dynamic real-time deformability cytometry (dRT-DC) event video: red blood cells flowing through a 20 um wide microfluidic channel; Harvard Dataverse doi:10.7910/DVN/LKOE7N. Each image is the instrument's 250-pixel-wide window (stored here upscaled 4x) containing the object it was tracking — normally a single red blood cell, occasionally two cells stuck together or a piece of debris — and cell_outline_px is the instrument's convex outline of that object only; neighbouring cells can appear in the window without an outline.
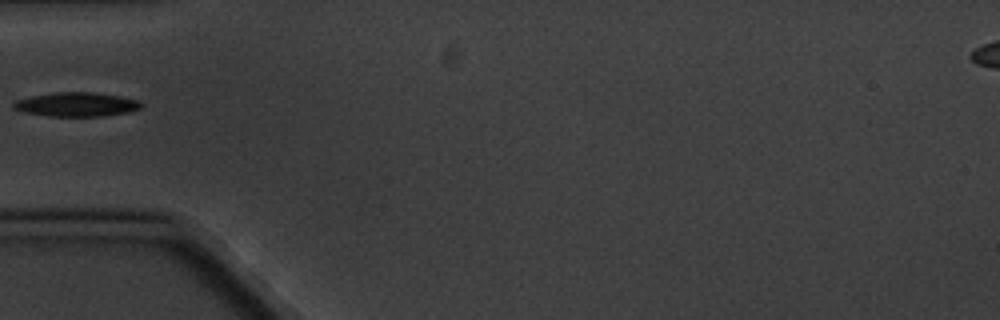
{"species": "common noctule bat (a hibernating species)", "species_latin": "Nyctalus noctula", "temperature_condition": "cold", "stored_images_in_passage": 4, "camera_frame_rate_fps": 3000, "um_per_image_px": 0.085, "animal": {"sex": "male", "body_mass_g": 20.1, "forearm_length_mm": 53.5}, "frame": {"image": 1, "passage_image": 2, "time_ms": 1.0, "image_size_px": [1000, 320], "cell_outline_px": [[144, 104], [140, 108], [128, 112], [100, 116], [52, 116], [28, 112], [12, 108], [12, 104], [16, 100], [32, 96], [56, 92], [92, 92], [120, 96], [140, 100]], "centroid_in_image_um": [6.55, 8.86], "position_along_channel_um": 78.5, "area_um2": 17.74}}